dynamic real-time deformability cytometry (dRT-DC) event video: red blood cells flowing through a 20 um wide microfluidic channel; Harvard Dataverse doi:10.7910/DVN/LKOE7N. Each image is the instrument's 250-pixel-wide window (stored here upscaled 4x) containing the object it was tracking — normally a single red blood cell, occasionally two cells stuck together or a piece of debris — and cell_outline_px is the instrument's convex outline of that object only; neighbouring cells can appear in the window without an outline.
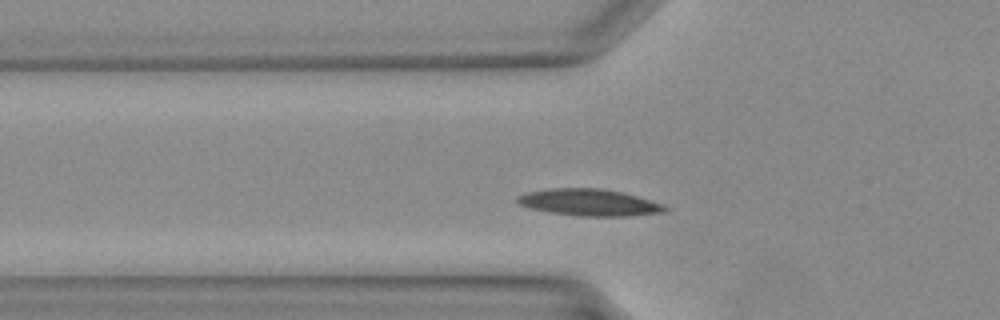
{"species": "Egyptian fruit bat (a non-hibernating species)", "species_latin": "Rousettus aegyptiacus", "temperature_condition": "warm", "stored_images_in_passage": 28, "camera_frame_rate_fps": 3000, "um_per_image_px": 0.085, "animal": {"sex": "female"}, "frame": {"image": 1, "passage_image": 3, "time_ms": 0.667, "image_size_px": [1000, 320], "cell_outline_px": [[668, 212], [632, 216], [580, 216], [548, 212], [532, 208], [520, 204], [516, 200], [516, 196], [528, 192], [552, 188], [600, 188], [624, 192], [664, 204], [668, 208]], "centroid_in_image_um": [50.15, 17.21], "position_along_channel_um": 75.6, "area_um2": 23.18}}
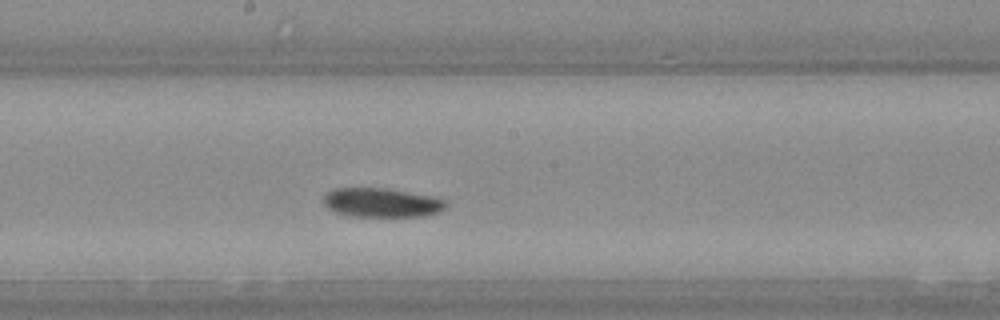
{"frame": {"image": 2, "passage_image": 11, "time_ms": 3.333, "image_size_px": [1000, 320], "cell_outline_px": [[448, 204], [440, 212], [424, 216], [348, 216], [332, 212], [324, 204], [324, 196], [332, 188], [388, 188], [432, 196], [448, 200]], "centroid_in_image_um": [32.45, 17.22], "position_along_channel_um": 215.8, "area_um2": 21.04}}
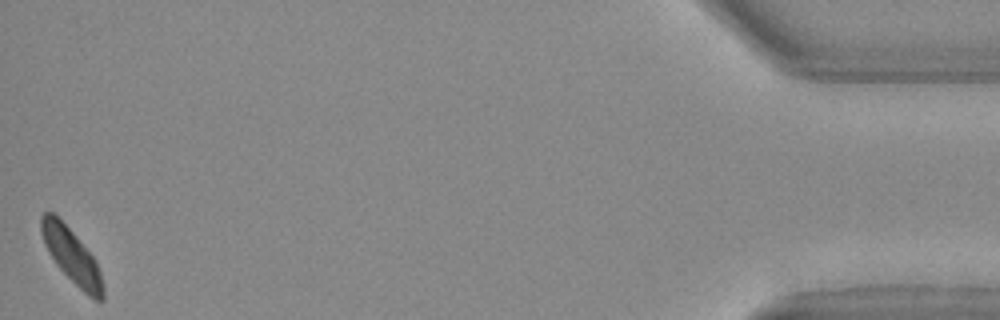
{"frame": {"image": 3, "passage_image": 28, "time_ms": 9.0, "image_size_px": [1000, 320], "cell_outline_px": [[104, 300], [96, 300], [88, 296], [60, 268], [44, 244], [40, 232], [40, 216], [44, 212], [52, 212], [72, 232], [96, 260], [100, 272], [104, 288]], "centroid_in_image_um": [6.09, 21.75], "position_along_channel_um": 429.1, "area_um2": 19.13}}